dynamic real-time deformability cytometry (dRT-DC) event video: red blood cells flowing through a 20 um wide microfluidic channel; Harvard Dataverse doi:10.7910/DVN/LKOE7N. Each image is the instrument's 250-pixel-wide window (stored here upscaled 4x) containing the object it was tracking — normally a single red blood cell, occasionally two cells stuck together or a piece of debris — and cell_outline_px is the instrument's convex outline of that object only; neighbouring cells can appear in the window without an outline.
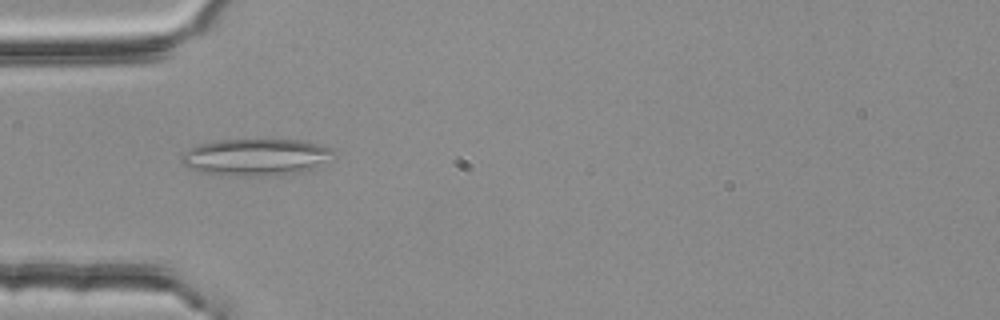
{"species": "common noctule bat (a hibernating species)", "species_latin": "Nyctalus noctula", "temperature_condition": "room temperature", "stored_images_in_passage": 2, "camera_frame_rate_fps": 3000, "um_per_image_px": 0.085, "animal": {"sex": "female", "body_mass_g": 25.1}, "frame": {"image": 1, "passage_image": 2, "time_ms": 0.333, "image_size_px": [1000, 320], "cell_outline_px": [[336, 156], [312, 168], [292, 172], [260, 176], [248, 176], [208, 172], [188, 168], [180, 160], [180, 156], [184, 152], [200, 144], [220, 140], [304, 140], [332, 148]], "centroid_in_image_um": [21.77, 13.33], "position_along_channel_um": 63.2, "area_um2": 31.91}}